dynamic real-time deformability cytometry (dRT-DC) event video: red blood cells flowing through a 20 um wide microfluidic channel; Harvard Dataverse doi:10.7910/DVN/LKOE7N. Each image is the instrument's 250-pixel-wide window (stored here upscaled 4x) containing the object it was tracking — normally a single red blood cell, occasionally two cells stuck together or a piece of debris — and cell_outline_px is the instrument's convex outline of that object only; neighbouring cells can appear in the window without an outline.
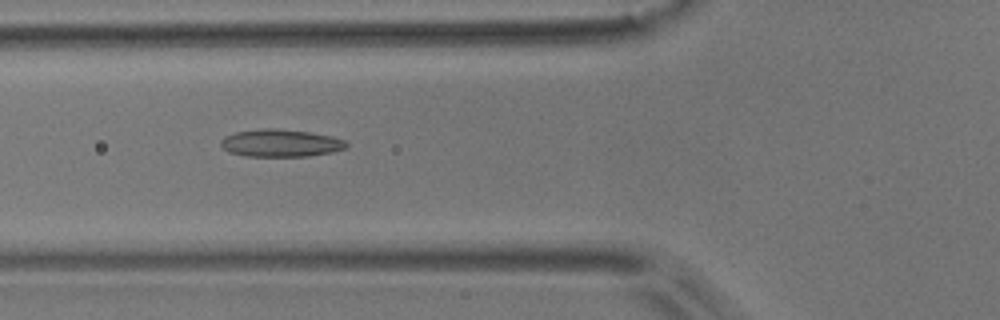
{"species": "common noctule bat (a hibernating species)", "species_latin": "Nyctalus noctula", "temperature_condition": "room temperature", "stored_images_in_passage": 4, "camera_frame_rate_fps": 3000, "um_per_image_px": 0.085, "animal": {"sex": "male", "body_mass_g": 17.9}, "frame": {"image": 1, "passage_image": 4, "time_ms": 1.0, "image_size_px": [1000, 320], "cell_outline_px": [[348, 148], [332, 152], [308, 156], [244, 156], [228, 152], [220, 144], [220, 140], [224, 136], [236, 132], [264, 128], [276, 128], [308, 132], [332, 136], [344, 140], [348, 144]], "centroid_in_image_um": [23.85, 12.16], "position_along_channel_um": 101.9, "area_um2": 20.17}}